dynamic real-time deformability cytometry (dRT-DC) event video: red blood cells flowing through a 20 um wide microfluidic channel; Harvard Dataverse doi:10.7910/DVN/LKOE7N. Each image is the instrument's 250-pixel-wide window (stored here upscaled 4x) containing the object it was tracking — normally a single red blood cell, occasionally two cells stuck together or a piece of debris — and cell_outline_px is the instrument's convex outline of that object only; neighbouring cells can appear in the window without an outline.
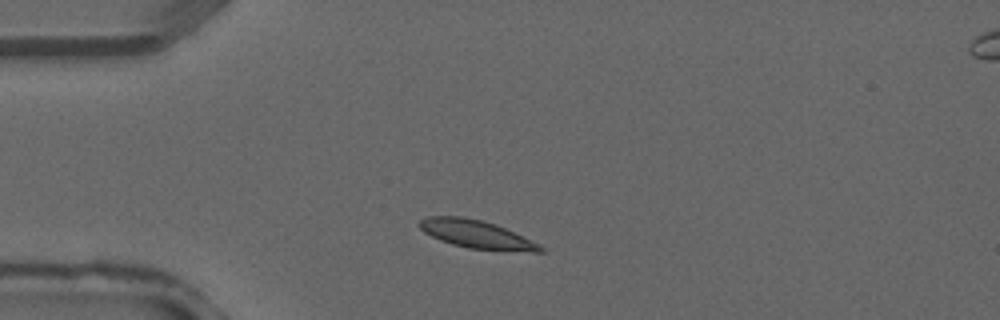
{"species": "common noctule bat (a hibernating species)", "species_latin": "Nyctalus noctula", "temperature_condition": "warm", "stored_images_in_passage": 2, "camera_frame_rate_fps": 3000, "um_per_image_px": 0.085, "animal": {"sex": "male", "forearm_length_mm": 52.5}, "frame": {"image": 1, "passage_image": 1, "time_ms": 0.0, "image_size_px": [1000, 320], "cell_outline_px": [[544, 252], [532, 252], [468, 248], [452, 244], [440, 240], [424, 232], [416, 224], [420, 220], [428, 216], [460, 216], [480, 220], [504, 228], [540, 244], [544, 248]], "centroid_in_image_um": [40.47, 19.92], "position_along_channel_um": 44.5, "area_um2": 19.54}}